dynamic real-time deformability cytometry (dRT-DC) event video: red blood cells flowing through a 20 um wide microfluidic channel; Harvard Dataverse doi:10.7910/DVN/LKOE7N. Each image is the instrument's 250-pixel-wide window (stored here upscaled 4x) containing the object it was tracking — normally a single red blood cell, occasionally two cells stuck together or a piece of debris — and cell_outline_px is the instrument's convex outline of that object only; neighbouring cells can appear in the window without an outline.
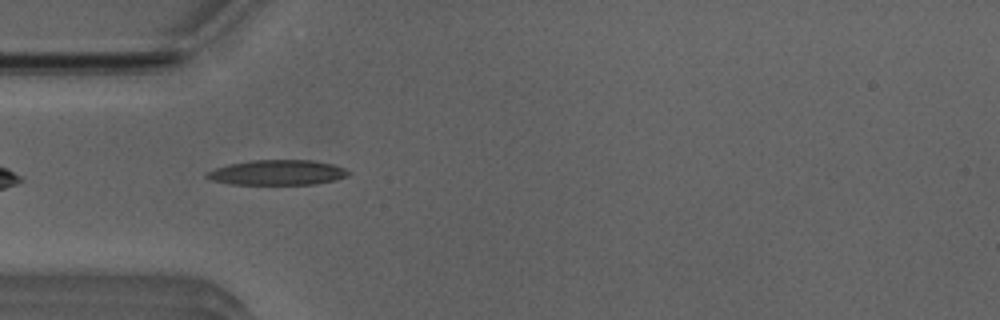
{"species": "Egyptian fruit bat (a non-hibernating species)", "species_latin": "Rousettus aegyptiacus", "temperature_condition": "room temperature", "stored_images_in_passage": 36, "camera_frame_rate_fps": 3000, "um_per_image_px": 0.085, "animal": {"sex": "male"}, "frame": {"image": 1, "passage_image": 3, "time_ms": 0.667, "image_size_px": [1000, 320], "cell_outline_px": [[352, 172], [348, 176], [336, 180], [316, 184], [232, 184], [212, 180], [204, 176], [208, 172], [216, 168], [228, 164], [252, 160], [312, 160], [332, 164], [344, 168]], "centroid_in_image_um": [23.62, 14.66], "position_along_channel_um": 61.4, "area_um2": 20.69}}
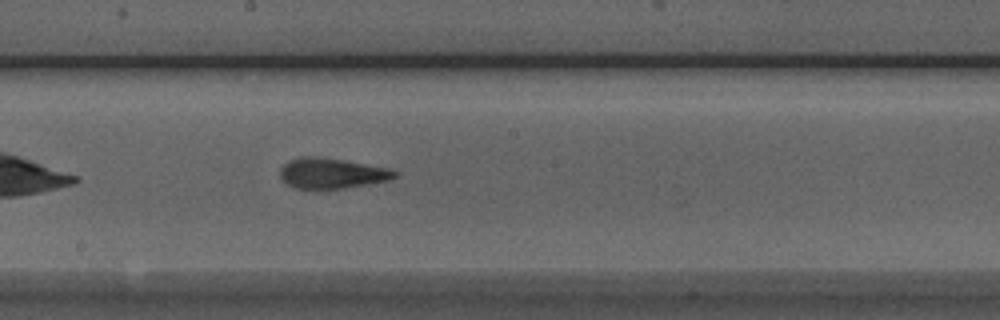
{"frame": {"image": 2, "passage_image": 15, "time_ms": 4.667, "image_size_px": [1000, 320], "cell_outline_px": [[396, 176], [388, 180], [344, 188], [296, 188], [288, 184], [280, 176], [280, 168], [288, 160], [300, 156], [320, 156], [344, 160], [388, 168], [396, 172]], "centroid_in_image_um": [28.15, 14.7], "position_along_channel_um": 220.0, "area_um2": 20.06}}
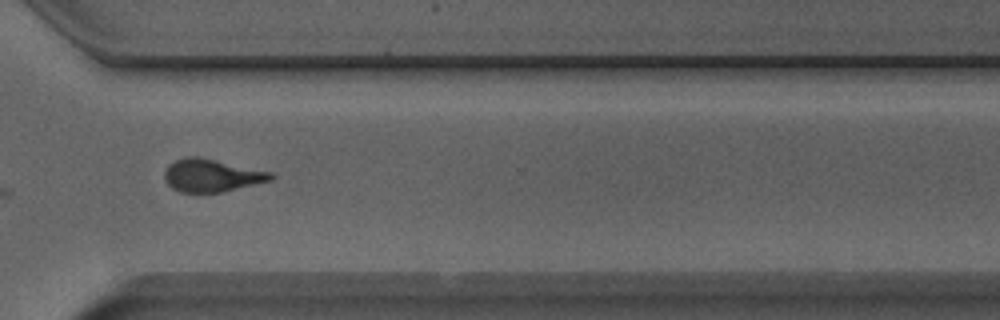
{"frame": {"image": 3, "passage_image": 25, "time_ms": 8.0, "image_size_px": [1000, 320], "cell_outline_px": [[276, 176], [272, 180], [224, 192], [180, 192], [172, 188], [164, 180], [164, 172], [168, 164], [184, 156], [200, 156], [272, 172]], "centroid_in_image_um": [17.99, 14.9], "position_along_channel_um": 352.6, "area_um2": 20.58}, "authors_computed_cell_mechanics": {"area_um2": 19.9988, "velocity_mm_per_s": 3.9839, "shape_relaxation_time_tau1_ms": 4.5726, "shape_relaxation_time_tau2_ms": 1.7982, "deformation_change_tau1": 0.2012, "deformation_change_tau2": 0.119}}